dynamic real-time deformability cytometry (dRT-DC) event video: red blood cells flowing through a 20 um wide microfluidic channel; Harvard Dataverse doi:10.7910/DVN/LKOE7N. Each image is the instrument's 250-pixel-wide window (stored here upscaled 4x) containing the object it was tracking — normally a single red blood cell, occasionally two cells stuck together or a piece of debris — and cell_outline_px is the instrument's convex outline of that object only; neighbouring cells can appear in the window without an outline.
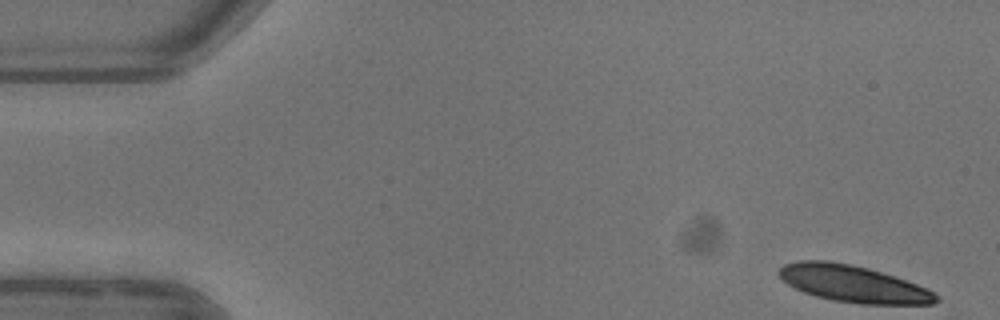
{"species": "common noctule bat (a hibernating species)", "species_latin": "Nyctalus noctula", "temperature_condition": "warm", "stored_images_in_passage": 5, "camera_frame_rate_fps": 3000, "um_per_image_px": 0.085, "animal": {"sex": "female"}, "frame": {"image": 1, "passage_image": 1, "time_ms": 0.0, "image_size_px": [1000, 320], "cell_outline_px": [[940, 300], [932, 304], [860, 304], [832, 300], [816, 296], [804, 292], [788, 284], [780, 276], [780, 268], [784, 264], [800, 260], [828, 260], [852, 264], [868, 268], [916, 284], [940, 296]], "centroid_in_image_um": [72.51, 24.12], "position_along_channel_um": 12.5, "area_um2": 33.35}}